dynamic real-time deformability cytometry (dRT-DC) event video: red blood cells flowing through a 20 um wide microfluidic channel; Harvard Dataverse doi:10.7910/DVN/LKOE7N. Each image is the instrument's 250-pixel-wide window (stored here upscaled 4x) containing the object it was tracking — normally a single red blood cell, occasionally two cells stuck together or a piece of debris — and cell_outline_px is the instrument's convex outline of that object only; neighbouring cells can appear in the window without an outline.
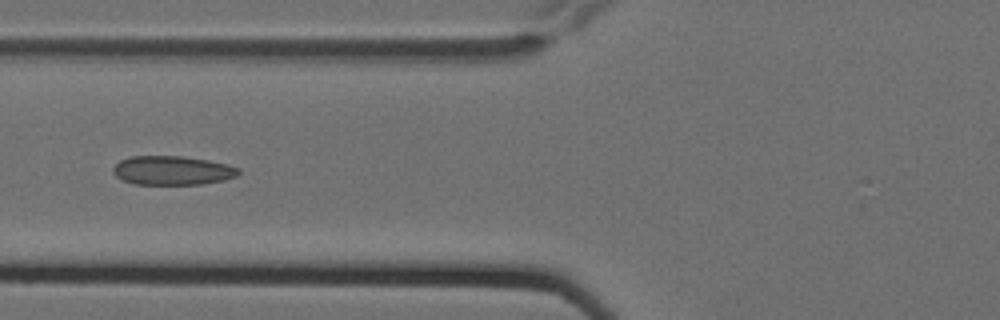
{"species": "Egyptian fruit bat (a non-hibernating species)", "species_latin": "Rousettus aegyptiacus", "temperature_condition": "cold", "stored_images_in_passage": 11, "camera_frame_rate_fps": 3000, "um_per_image_px": 0.085, "animal": {"sex": "female"}, "frame": {"image": 1, "passage_image": 7, "time_ms": 2.0, "image_size_px": [1000, 320], "cell_outline_px": [[240, 172], [236, 176], [224, 180], [200, 184], [132, 184], [116, 176], [112, 172], [112, 168], [120, 160], [132, 156], [184, 156], [208, 160], [228, 164], [240, 168]], "centroid_in_image_um": [14.66, 14.48], "position_along_channel_um": 111.1, "area_um2": 21.27}}
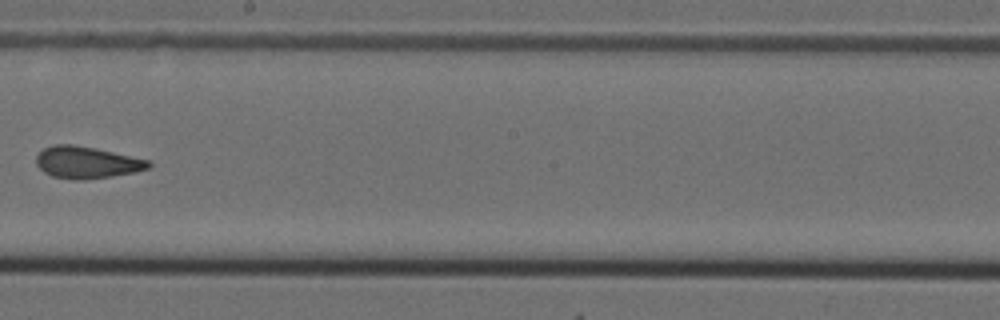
{"frame": {"image": 2, "passage_image": 10, "time_ms": 3.0, "image_size_px": [1000, 320], "cell_outline_px": [[152, 164], [148, 168], [136, 172], [112, 176], [84, 180], [76, 180], [52, 176], [44, 172], [36, 164], [36, 156], [44, 148], [52, 144], [72, 144], [96, 148], [148, 160]], "centroid_in_image_um": [7.35, 13.8], "position_along_channel_um": 240.8, "area_um2": 20.87}}
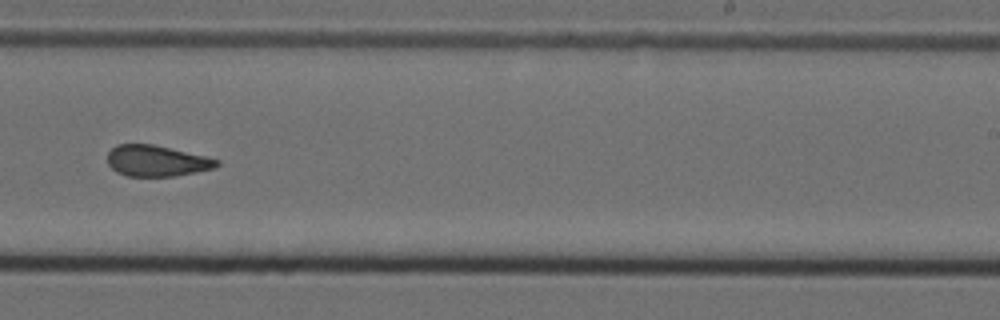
{"frame": {"image": 3, "passage_image": 11, "time_ms": 3.333, "image_size_px": [1000, 320], "cell_outline_px": [[220, 164], [216, 168], [176, 176], [128, 176], [116, 172], [108, 164], [108, 152], [116, 144], [152, 144], [208, 156], [220, 160]], "centroid_in_image_um": [13.35, 13.67], "position_along_channel_um": 275.7, "area_um2": 19.94}}